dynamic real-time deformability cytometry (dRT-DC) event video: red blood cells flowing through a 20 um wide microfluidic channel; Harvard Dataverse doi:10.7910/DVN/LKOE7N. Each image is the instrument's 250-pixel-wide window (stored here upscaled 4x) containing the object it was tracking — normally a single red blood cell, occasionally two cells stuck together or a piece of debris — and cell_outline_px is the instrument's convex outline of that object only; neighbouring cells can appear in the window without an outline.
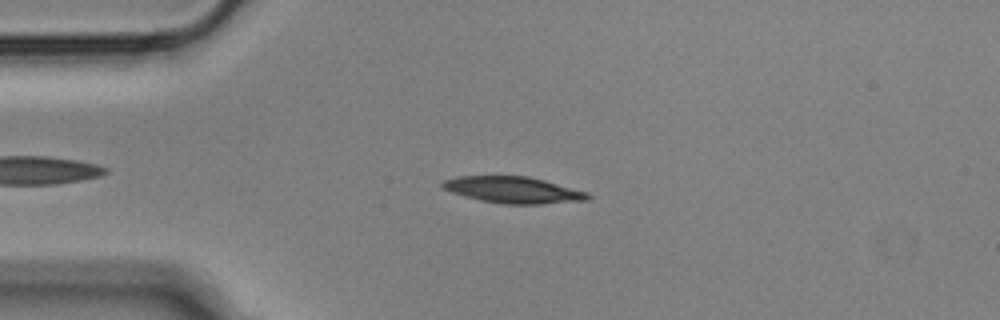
{"species": "Egyptian fruit bat (a non-hibernating species)", "species_latin": "Rousettus aegyptiacus", "temperature_condition": "cold", "stored_images_in_passage": 52, "camera_frame_rate_fps": 3000, "um_per_image_px": 0.085, "animal": {"sex": "male"}, "frame": {"image": 1, "passage_image": 10, "time_ms": 3.0, "image_size_px": [1000, 320], "cell_outline_px": [[592, 196], [588, 200], [540, 204], [504, 204], [480, 200], [464, 196], [440, 188], [440, 180], [460, 176], [528, 176], [544, 180], [588, 192]], "centroid_in_image_um": [43.59, 16.14], "position_along_channel_um": 41.4, "area_um2": 22.54}}
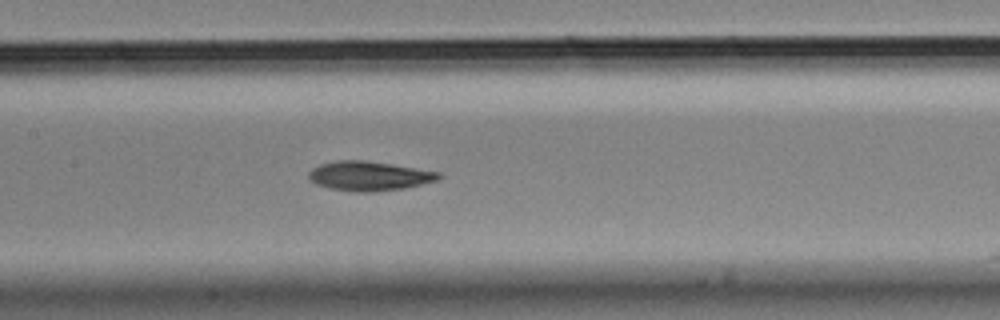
{"frame": {"image": 2, "passage_image": 23, "time_ms": 7.333, "image_size_px": [1000, 320], "cell_outline_px": [[444, 176], [436, 180], [404, 188], [372, 192], [356, 192], [332, 188], [316, 184], [308, 176], [308, 172], [312, 168], [320, 164], [336, 160], [364, 160], [392, 164], [440, 172]], "centroid_in_image_um": [31.38, 14.95], "position_along_channel_um": 176.0, "area_um2": 22.14}}
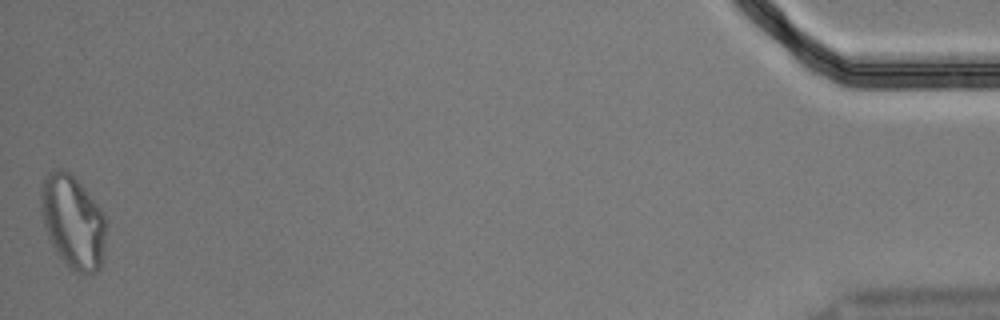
{"frame": {"image": 3, "passage_image": 52, "time_ms": 17.0, "image_size_px": [1000, 320], "cell_outline_px": [[104, 248], [100, 268], [96, 272], [76, 272], [60, 256], [52, 244], [48, 236], [44, 224], [40, 208], [40, 196], [44, 180], [48, 172], [56, 168], [60, 168], [68, 172], [80, 184], [104, 212]], "centroid_in_image_um": [6.18, 18.82], "position_along_channel_um": 429.0, "area_um2": 34.56}, "authors_computed_cell_mechanics": {"area_um2": 22.4553, "velocity_mm_per_s": 3.6043, "shape_relaxation_time_tau1_ms": null, "shape_relaxation_time_tau2_ms": 9.2881, "deformation_change_tau1": null, "deformation_change_tau2": 0.1907}}